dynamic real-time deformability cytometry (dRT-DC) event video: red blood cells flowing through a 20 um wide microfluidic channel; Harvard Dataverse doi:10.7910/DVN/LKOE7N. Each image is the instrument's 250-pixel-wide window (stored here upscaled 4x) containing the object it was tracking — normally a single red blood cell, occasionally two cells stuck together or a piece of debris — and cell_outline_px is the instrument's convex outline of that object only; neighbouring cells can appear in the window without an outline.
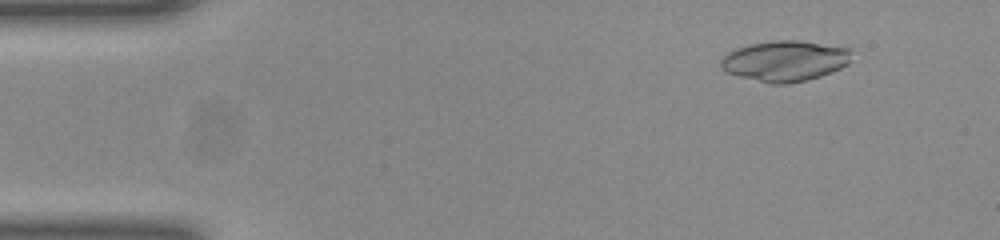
{"species": "common noctule bat (a hibernating species)", "species_latin": "Nyctalus noctula", "temperature_condition": "room temperature", "stored_images_in_passage": 51, "camera_frame_rate_fps": 3000, "um_per_image_px": 0.085, "animal": {"sex": "female", "body_mass_g": 23.0, "forearm_length_mm": 53.4}, "frame": {"image": 1, "passage_image": 5, "time_ms": 1.333, "image_size_px": [1000, 240], "cell_outline_px": [[852, 48], [848, 64], [832, 72], [808, 80], [784, 84], [772, 84], [740, 76], [728, 72], [720, 68], [720, 60], [728, 52], [752, 44], [772, 40], [800, 40]], "centroid_in_image_um": [66.75, 5.17], "position_along_channel_um": 18.2, "area_um2": 30.87}}